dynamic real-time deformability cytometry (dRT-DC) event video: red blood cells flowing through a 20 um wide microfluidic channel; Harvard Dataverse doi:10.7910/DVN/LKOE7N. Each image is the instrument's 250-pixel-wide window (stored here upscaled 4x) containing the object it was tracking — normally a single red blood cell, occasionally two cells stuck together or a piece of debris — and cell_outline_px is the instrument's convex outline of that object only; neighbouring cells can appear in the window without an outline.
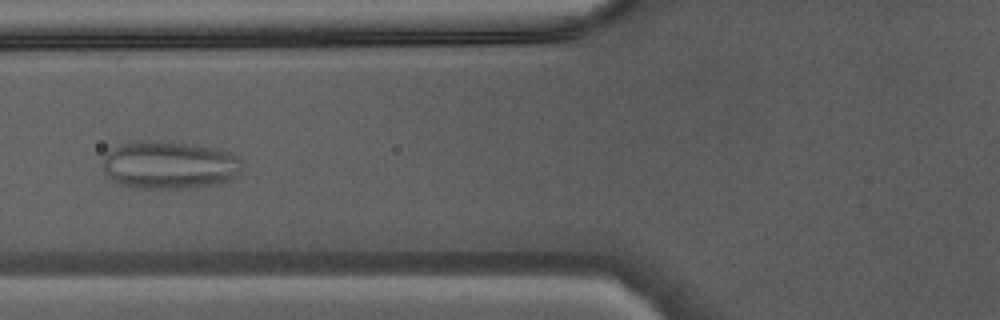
{"species": "Egyptian fruit bat (a non-hibernating species)", "species_latin": "Rousettus aegyptiacus", "temperature_condition": "warm", "stored_images_in_passage": 14, "camera_frame_rate_fps": 3000, "um_per_image_px": 0.085, "animal": {"sex": "male"}, "frame": {"image": 1, "passage_image": 7, "time_ms": 2.0, "image_size_px": [1000, 320], "cell_outline_px": [[240, 172], [232, 180], [216, 184], [196, 188], [132, 188], [116, 184], [112, 180], [100, 164], [104, 156], [108, 152], [120, 144], [184, 144], [216, 148], [228, 152], [236, 156], [240, 160]], "centroid_in_image_um": [14.4, 14.1], "position_along_channel_um": 111.4, "area_um2": 37.97}}